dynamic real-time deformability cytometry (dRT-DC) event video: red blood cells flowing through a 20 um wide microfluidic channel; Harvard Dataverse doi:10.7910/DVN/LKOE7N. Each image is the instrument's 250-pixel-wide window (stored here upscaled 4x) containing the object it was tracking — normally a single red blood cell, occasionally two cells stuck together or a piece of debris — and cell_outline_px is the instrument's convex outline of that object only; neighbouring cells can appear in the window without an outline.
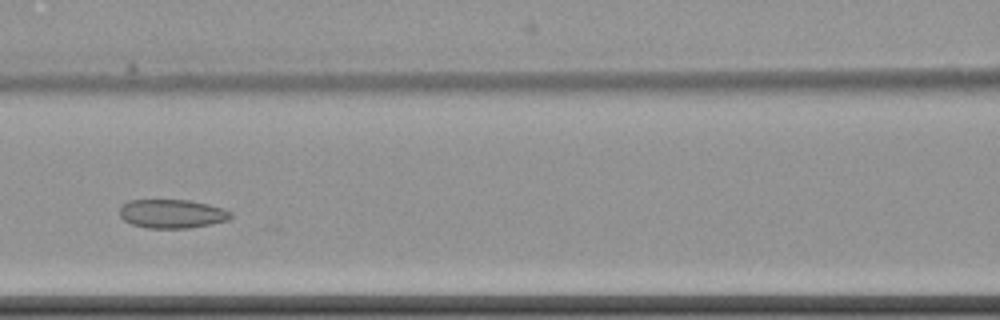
{"species": "common noctule bat (a hibernating species)", "species_latin": "Nyctalus noctula", "temperature_condition": "cold", "stored_images_in_passage": 9, "camera_frame_rate_fps": 3000, "um_per_image_px": 0.085, "animal": {"sex": "female", "body_mass_g": 22.7, "forearm_length_mm": 54.2}, "frame": {"image": 1, "passage_image": 7, "time_ms": 7.333, "image_size_px": [1000, 320], "cell_outline_px": [[232, 216], [228, 220], [212, 224], [188, 228], [148, 228], [132, 224], [124, 220], [120, 216], [120, 208], [128, 200], [188, 200], [208, 204], [232, 212]], "centroid_in_image_um": [14.62, 18.17], "position_along_channel_um": 152.0, "area_um2": 18.55}}
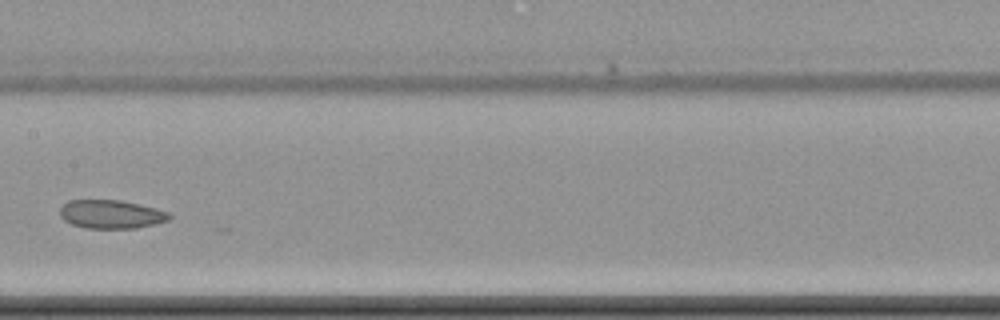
{"frame": {"image": 2, "passage_image": 8, "time_ms": 8.667, "image_size_px": [1000, 320], "cell_outline_px": [[172, 216], [168, 220], [136, 228], [84, 228], [72, 224], [64, 220], [60, 216], [60, 208], [68, 200], [120, 200], [156, 208], [168, 212]], "centroid_in_image_um": [9.42, 18.21], "position_along_channel_um": 198.0, "area_um2": 18.09}}
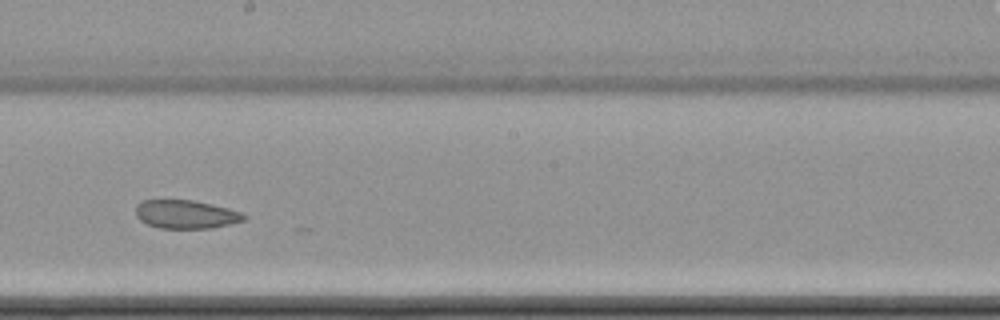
{"frame": {"image": 3, "passage_image": 9, "time_ms": 9.667, "image_size_px": [1000, 320], "cell_outline_px": [[248, 216], [244, 220], [212, 228], [160, 228], [148, 224], [140, 220], [136, 216], [136, 204], [140, 200], [192, 200], [212, 204], [228, 208], [240, 212]], "centroid_in_image_um": [15.78, 18.21], "position_along_channel_um": 232.4, "area_um2": 17.92}}